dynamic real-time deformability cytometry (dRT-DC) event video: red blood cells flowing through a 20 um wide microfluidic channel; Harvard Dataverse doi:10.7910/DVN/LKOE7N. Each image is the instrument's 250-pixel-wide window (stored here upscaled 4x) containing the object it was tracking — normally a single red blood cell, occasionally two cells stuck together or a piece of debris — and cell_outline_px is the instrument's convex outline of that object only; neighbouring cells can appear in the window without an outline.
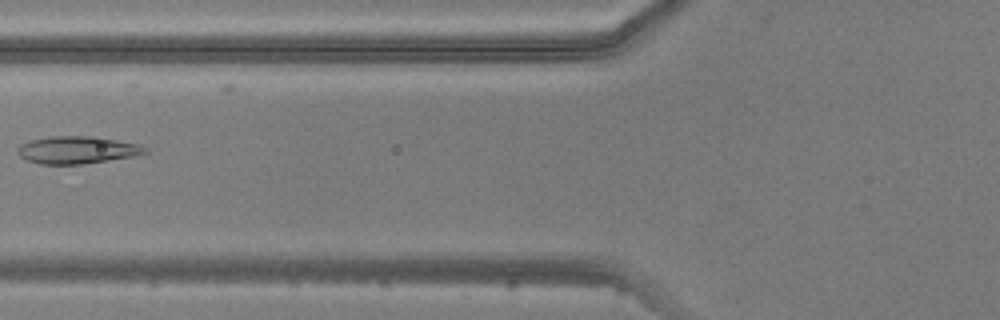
{"species": "common noctule bat (a hibernating species)", "species_latin": "Nyctalus noctula", "temperature_condition": "warm", "stored_images_in_passage": 4, "camera_frame_rate_fps": 3000, "um_per_image_px": 0.085, "animal": {"sex": "male", "body_mass_g": 20.5, "forearm_length_mm": 52.5}, "frame": {"image": 1, "passage_image": 4, "time_ms": 3.333, "image_size_px": [1000, 320], "cell_outline_px": [[148, 152], [132, 156], [108, 160], [80, 164], [40, 164], [28, 160], [20, 156], [16, 152], [16, 148], [20, 144], [28, 140], [52, 136], [92, 136], [140, 144], [148, 148]], "centroid_in_image_um": [6.52, 12.73], "position_along_channel_um": 119.3, "area_um2": 20.35}}